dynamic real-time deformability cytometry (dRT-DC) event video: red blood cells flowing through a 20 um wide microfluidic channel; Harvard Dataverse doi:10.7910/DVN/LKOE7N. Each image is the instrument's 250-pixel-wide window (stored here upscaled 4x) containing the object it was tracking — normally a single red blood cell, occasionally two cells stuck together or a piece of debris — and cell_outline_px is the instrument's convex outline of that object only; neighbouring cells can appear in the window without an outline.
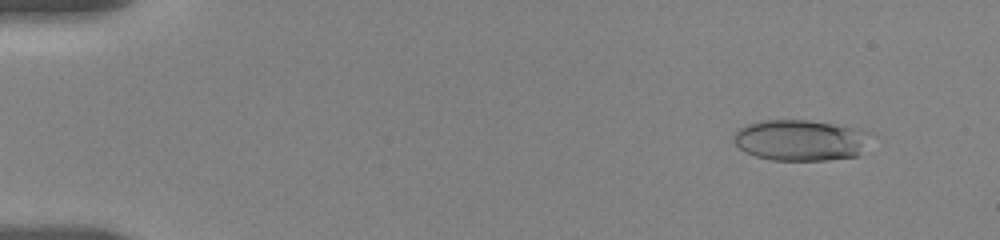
{"species": "human", "species_latin": "Homo sapiens", "temperature_condition": "room temperature", "stored_images_in_passage": 56, "camera_frame_rate_fps": 3000, "um_per_image_px": 0.085, "donor": {"sex": "female"}, "frame": {"image": 1, "passage_image": 6, "time_ms": 1.667, "image_size_px": [1000, 240], "cell_outline_px": [[860, 144], [856, 156], [828, 160], [772, 160], [756, 156], [744, 152], [732, 140], [736, 132], [740, 128], [748, 124], [764, 120], [808, 120], [832, 124], [844, 128], [860, 140]], "centroid_in_image_um": [67.7, 11.94], "position_along_channel_um": 17.3, "area_um2": 30.52}}
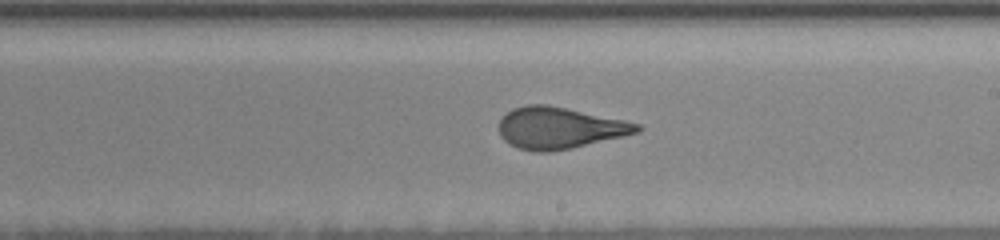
{"frame": {"image": 2, "passage_image": 34, "time_ms": 11.0, "image_size_px": [1000, 240], "cell_outline_px": [[644, 128], [640, 132], [572, 148], [548, 152], [536, 152], [516, 148], [504, 140], [500, 136], [500, 120], [512, 108], [528, 104], [548, 104], [624, 120], [640, 124]], "centroid_in_image_um": [47.56, 10.88], "position_along_channel_um": 241.4, "area_um2": 33.47}}
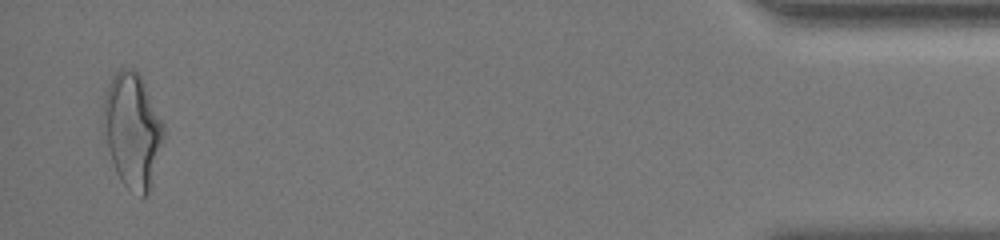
{"frame": {"image": 3, "passage_image": 55, "time_ms": 18.0, "image_size_px": [1000, 240], "cell_outline_px": [[164, 140], [148, 192], [144, 196], [140, 196], [128, 188], [124, 184], [116, 172], [100, 132], [104, 96], [108, 84], [112, 76], [116, 72], [124, 68], [128, 68], [136, 72], [140, 76], [164, 124]], "centroid_in_image_um": [11.2, 11.07], "position_along_channel_um": 424.0, "area_um2": 40.46}, "authors_computed_cell_mechanics": {"area_um2": 33.4084, "velocity_mm_per_s": 3.6487, "shape_relaxation_time_tau1_ms": 6.6864, "shape_relaxation_time_tau2_ms": 0.9568, "deformation_change_tau1": 0.2119, "deformation_change_tau2": 0.0895}}